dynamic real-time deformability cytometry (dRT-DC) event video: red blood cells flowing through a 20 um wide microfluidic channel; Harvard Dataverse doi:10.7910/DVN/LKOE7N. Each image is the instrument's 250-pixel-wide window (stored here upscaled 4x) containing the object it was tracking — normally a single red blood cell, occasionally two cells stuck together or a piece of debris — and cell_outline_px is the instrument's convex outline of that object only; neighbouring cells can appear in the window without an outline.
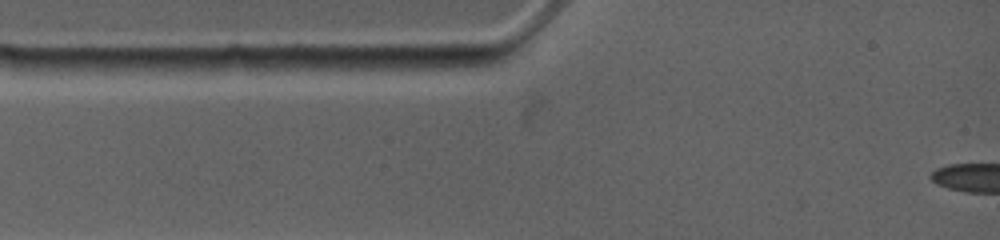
{"species": "common noctule bat (a hibernating species)", "species_latin": "Nyctalus noctula", "temperature_condition": "warm", "stored_images_in_passage": 2, "camera_frame_rate_fps": 4500, "um_per_image_px": 0.085, "animal": {"sex": "female", "body_mass_g": 19.0, "forearm_length_mm": 53.3}, "frame": {"image": 1, "passage_image": 1, "time_ms": 0.0, "image_size_px": [1000, 240], "cell_outline_px": [[248, 64], [244, 68], [220, 72], [188, 76], [168, 76], [132, 68], [132, 64], [136, 60], [228, 56], [240, 56], [248, 60]], "centroid_in_image_um": [16.23, 5.57], "position_along_channel_um": 68.8, "area_um2": 12.31}}